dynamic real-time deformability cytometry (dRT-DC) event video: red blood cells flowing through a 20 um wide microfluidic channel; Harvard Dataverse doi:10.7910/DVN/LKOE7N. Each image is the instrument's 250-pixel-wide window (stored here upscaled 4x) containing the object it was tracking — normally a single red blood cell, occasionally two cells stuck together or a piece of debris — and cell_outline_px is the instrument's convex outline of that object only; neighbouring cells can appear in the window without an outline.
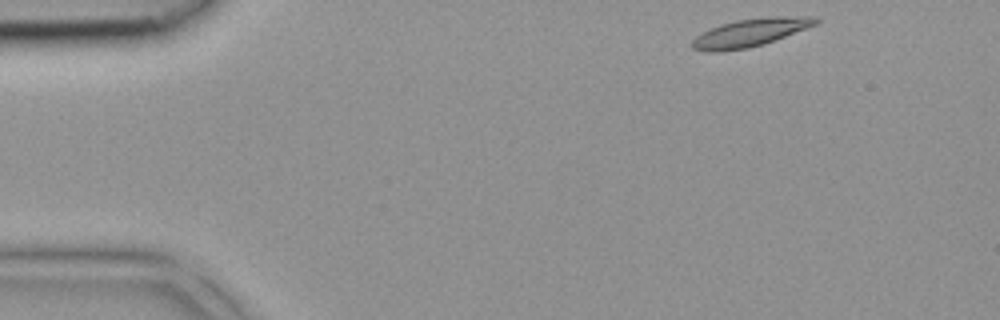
{"species": "common noctule bat (a hibernating species)", "species_latin": "Nyctalus noctula", "temperature_condition": "room temperature", "stored_images_in_passage": 37, "camera_frame_rate_fps": 3000, "um_per_image_px": 0.085, "animal": {"sex": "female", "body_mass_g": 18.4}, "frame": {"image": 1, "passage_image": 1, "time_ms": 0.0, "image_size_px": [1000, 320], "cell_outline_px": [[820, 20], [816, 24], [764, 44], [748, 48], [720, 52], [704, 52], [692, 48], [692, 40], [696, 36], [720, 24], [736, 20], [768, 16], [816, 16]], "centroid_in_image_um": [63.76, 2.77], "position_along_channel_um": 21.2, "area_um2": 20.11}}
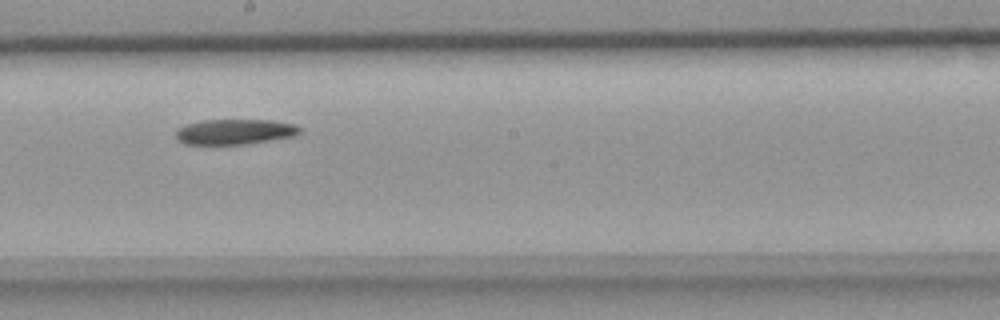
{"frame": {"image": 2, "passage_image": 19, "time_ms": 6.0, "image_size_px": [1000, 320], "cell_outline_px": [[300, 132], [296, 136], [272, 140], [244, 144], [184, 144], [176, 140], [176, 132], [184, 124], [204, 120], [272, 120], [296, 124], [300, 128]], "centroid_in_image_um": [19.97, 11.2], "position_along_channel_um": 228.2, "area_um2": 18.38}}
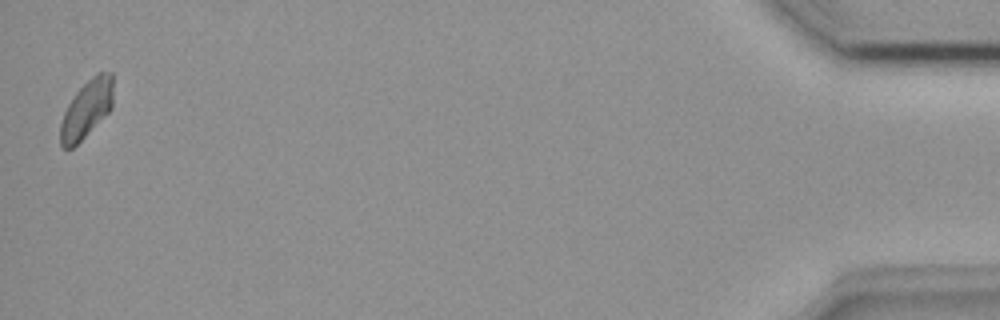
{"frame": {"image": 3, "passage_image": 37, "time_ms": 12.0, "image_size_px": [1000, 320], "cell_outline_px": [[112, 108], [72, 148], [60, 148], [60, 124], [64, 112], [68, 104], [76, 92], [96, 72], [112, 72]], "centroid_in_image_um": [7.34, 9.25], "position_along_channel_um": 427.9, "area_um2": 17.46}}